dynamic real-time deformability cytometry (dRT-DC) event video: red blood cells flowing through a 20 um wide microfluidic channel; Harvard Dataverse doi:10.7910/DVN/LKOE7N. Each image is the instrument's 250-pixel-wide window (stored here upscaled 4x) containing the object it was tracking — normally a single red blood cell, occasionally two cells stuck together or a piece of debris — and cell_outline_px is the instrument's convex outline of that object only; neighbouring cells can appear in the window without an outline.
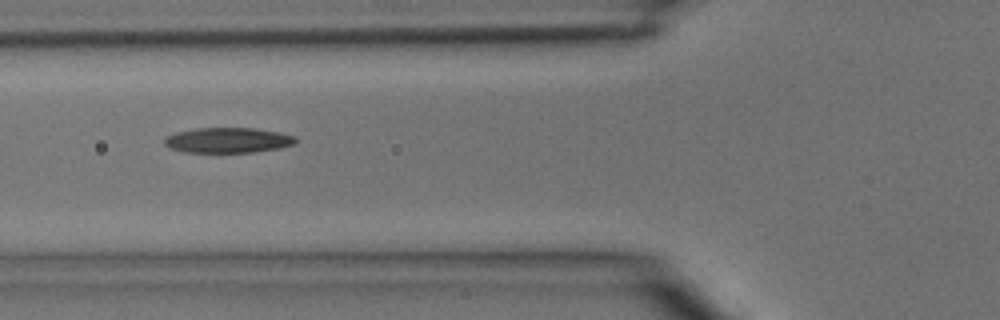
{"species": "common noctule bat (a hibernating species)", "species_latin": "Nyctalus noctula", "temperature_condition": "room temperature", "stored_images_in_passage": 6, "camera_frame_rate_fps": 3000, "um_per_image_px": 0.085, "animal": {"sex": "male", "body_mass_g": 15.6}, "frame": {"image": 1, "passage_image": 5, "time_ms": 1.333, "image_size_px": [1000, 320], "cell_outline_px": [[296, 140], [292, 144], [276, 148], [252, 152], [184, 152], [168, 148], [164, 144], [164, 136], [176, 132], [196, 128], [252, 128], [280, 132], [296, 136]], "centroid_in_image_um": [19.3, 11.91], "position_along_channel_um": 106.5, "area_um2": 19.25}}
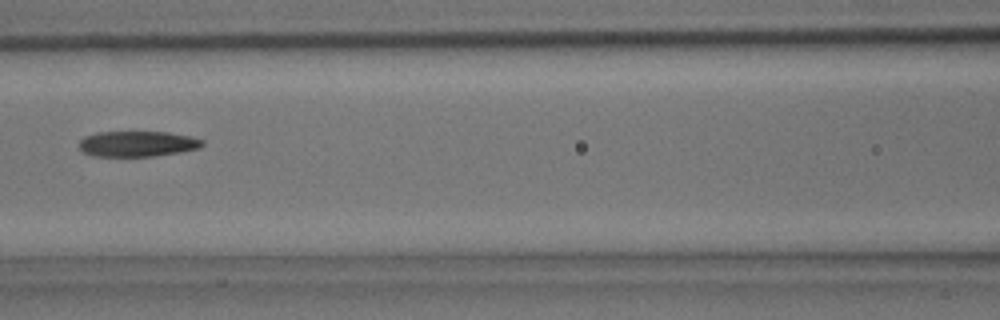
{"frame": {"image": 2, "passage_image": 6, "time_ms": 1.667, "image_size_px": [1000, 320], "cell_outline_px": [[204, 144], [200, 148], [180, 152], [152, 156], [92, 156], [80, 152], [80, 140], [84, 136], [96, 132], [168, 132], [192, 136], [204, 140]], "centroid_in_image_um": [11.68, 12.22], "position_along_channel_um": 154.9, "area_um2": 18.55}}